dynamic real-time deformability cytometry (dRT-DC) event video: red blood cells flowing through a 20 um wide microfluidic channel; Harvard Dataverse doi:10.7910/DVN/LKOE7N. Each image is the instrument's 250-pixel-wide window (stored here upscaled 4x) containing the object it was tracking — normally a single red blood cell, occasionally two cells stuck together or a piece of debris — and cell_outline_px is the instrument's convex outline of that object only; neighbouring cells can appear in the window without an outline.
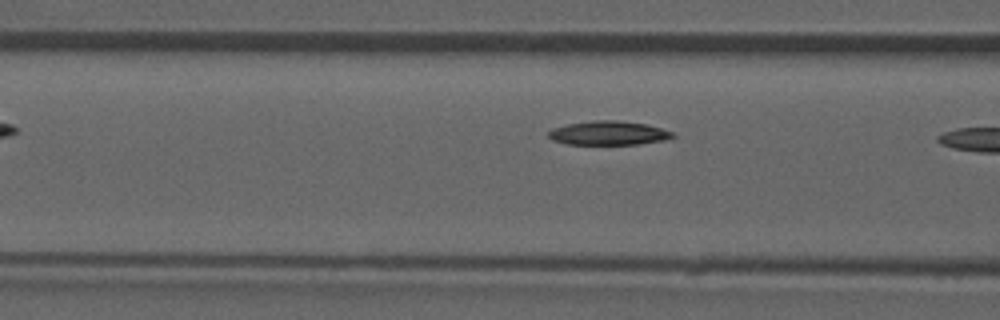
{"species": "common noctule bat (a hibernating species)", "species_latin": "Nyctalus noctula", "temperature_condition": "room temperature", "stored_images_in_passage": 8, "camera_frame_rate_fps": 3000, "um_per_image_px": 0.085, "animal": {"sex": "male", "forearm_length_mm": 52.5}, "frame": {"image": 1, "passage_image": 6, "time_ms": 1.667, "image_size_px": [1000, 320], "cell_outline_px": [[676, 136], [664, 140], [640, 144], [568, 144], [552, 140], [548, 136], [548, 132], [552, 128], [568, 124], [592, 120], [616, 120], [648, 124], [672, 132]], "centroid_in_image_um": [51.72, 11.3], "position_along_channel_um": 114.9, "area_um2": 17.34}}